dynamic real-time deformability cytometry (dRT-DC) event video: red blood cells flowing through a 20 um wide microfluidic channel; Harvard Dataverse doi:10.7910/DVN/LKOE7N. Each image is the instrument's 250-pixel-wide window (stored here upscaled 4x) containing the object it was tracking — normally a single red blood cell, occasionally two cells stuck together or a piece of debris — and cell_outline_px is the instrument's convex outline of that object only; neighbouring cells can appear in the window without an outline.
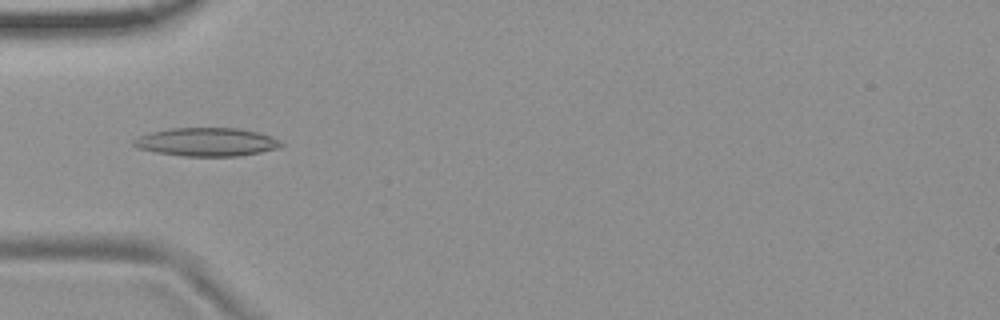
{"species": "common noctule bat (a hibernating species)", "species_latin": "Nyctalus noctula", "temperature_condition": "room temperature", "stored_images_in_passage": 54, "camera_frame_rate_fps": 3000, "um_per_image_px": 0.085, "animal": {"sex": "female", "body_mass_g": 19.9}, "frame": {"image": 1, "passage_image": 17, "time_ms": 5.333, "image_size_px": [1000, 320], "cell_outline_px": [[284, 144], [280, 148], [240, 156], [184, 156], [156, 152], [136, 148], [132, 144], [132, 140], [140, 136], [152, 132], [168, 128], [236, 128], [256, 132], [272, 136], [280, 140]], "centroid_in_image_um": [17.57, 12.07], "position_along_channel_um": 67.4, "area_um2": 24.45}}
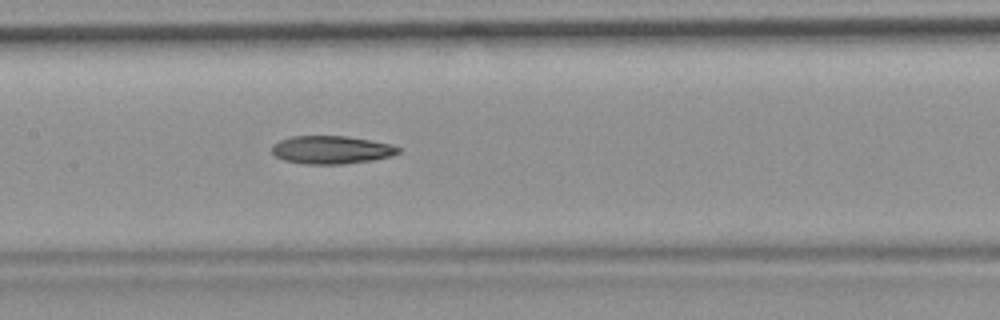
{"frame": {"image": 2, "passage_image": 26, "time_ms": 8.333, "image_size_px": [1000, 320], "cell_outline_px": [[400, 152], [392, 156], [372, 160], [344, 164], [304, 164], [284, 160], [276, 156], [272, 152], [272, 144], [280, 140], [292, 136], [348, 136], [392, 144], [400, 148]], "centroid_in_image_um": [28.18, 12.73], "position_along_channel_um": 179.2, "area_um2": 20.75}}
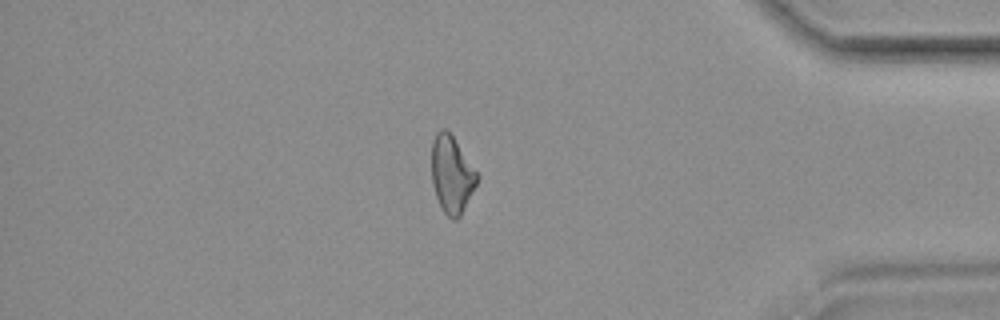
{"frame": {"image": 3, "passage_image": 46, "time_ms": 15.0, "image_size_px": [1000, 320], "cell_outline_px": [[480, 176], [460, 216], [456, 220], [452, 220], [444, 212], [436, 196], [432, 184], [432, 140], [436, 132], [440, 128], [444, 128], [452, 136]], "centroid_in_image_um": [38.38, 14.82], "position_along_channel_um": 396.8, "area_um2": 20.17}, "authors_computed_cell_mechanics": {"area_um2": 21.5016, "velocity_mm_per_s": 3.7374, "shape_relaxation_time_tau1_ms": null, "shape_relaxation_time_tau2_ms": 7.7403, "deformation_change_tau1": null, "deformation_change_tau2": 0.1992}}